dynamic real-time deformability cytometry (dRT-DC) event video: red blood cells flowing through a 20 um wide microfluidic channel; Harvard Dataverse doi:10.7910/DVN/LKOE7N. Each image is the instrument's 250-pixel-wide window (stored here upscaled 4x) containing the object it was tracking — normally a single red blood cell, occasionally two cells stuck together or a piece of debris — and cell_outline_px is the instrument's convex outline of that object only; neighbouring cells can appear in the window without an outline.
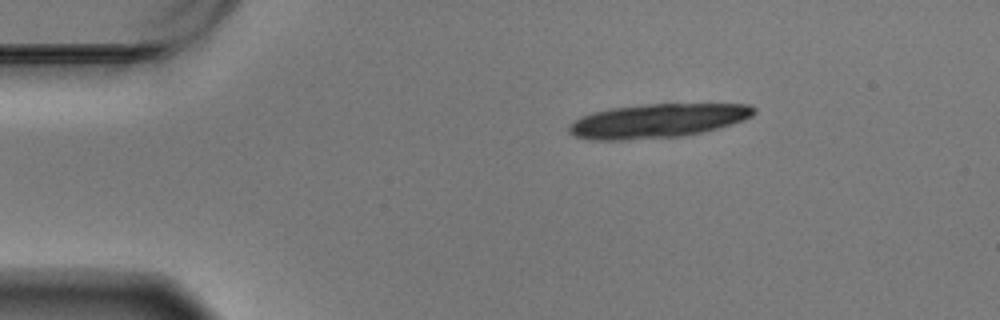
{"species": "Egyptian fruit bat (a non-hibernating species)", "species_latin": "Rousettus aegyptiacus", "temperature_condition": "warm", "stored_images_in_passage": 11, "camera_frame_rate_fps": 3000, "um_per_image_px": 0.085, "animal": {"sex": "male"}, "frame": {"image": 1, "passage_image": 1, "time_ms": 0.0, "image_size_px": [1000, 320], "cell_outline_px": [[756, 112], [752, 116], [744, 120], [732, 124], [704, 132], [684, 136], [628, 140], [588, 140], [576, 136], [568, 132], [568, 128], [576, 120], [592, 112], [612, 108], [644, 104], [748, 104], [756, 108]], "centroid_in_image_um": [55.93, 10.27], "position_along_channel_um": 29.1, "area_um2": 36.7}}